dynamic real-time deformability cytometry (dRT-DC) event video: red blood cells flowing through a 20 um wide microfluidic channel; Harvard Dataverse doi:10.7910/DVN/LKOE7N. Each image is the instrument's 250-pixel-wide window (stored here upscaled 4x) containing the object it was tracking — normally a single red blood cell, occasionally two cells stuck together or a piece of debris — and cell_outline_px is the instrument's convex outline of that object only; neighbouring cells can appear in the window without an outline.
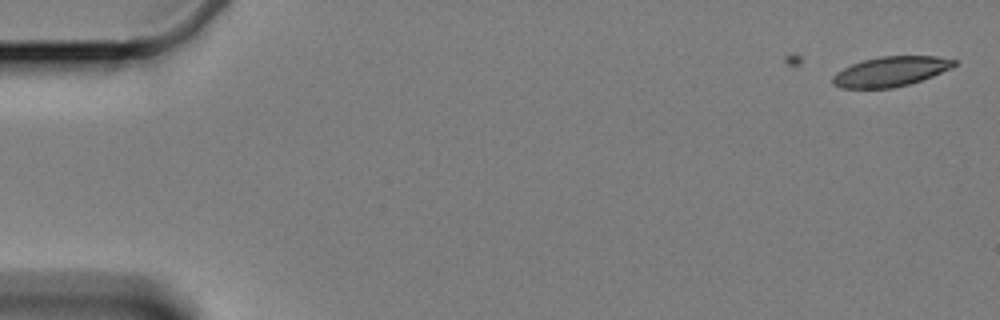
{"species": "Egyptian fruit bat (a non-hibernating species)", "species_latin": "Rousettus aegyptiacus", "temperature_condition": "cold", "stored_images_in_passage": 18, "camera_frame_rate_fps": 3000, "um_per_image_px": 0.085, "animal": {"sex": "female"}, "frame": {"image": 1, "passage_image": 1, "time_ms": 0.0, "image_size_px": [1000, 320], "cell_outline_px": [[956, 64], [952, 68], [932, 76], [908, 84], [892, 88], [840, 88], [832, 84], [832, 76], [836, 72], [852, 64], [864, 60], [880, 56], [936, 56], [956, 60]], "centroid_in_image_um": [75.69, 6.08], "position_along_channel_um": 9.3, "area_um2": 21.04}}